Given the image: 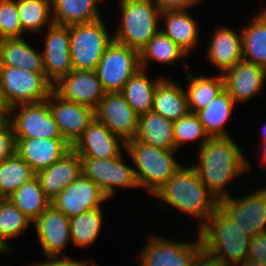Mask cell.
Masks as SVG:
<instances>
[{
  "label": "cell",
  "mask_w": 266,
  "mask_h": 266,
  "mask_svg": "<svg viewBox=\"0 0 266 266\" xmlns=\"http://www.w3.org/2000/svg\"><path fill=\"white\" fill-rule=\"evenodd\" d=\"M100 2L102 0H51L53 23L72 26L98 20L102 17Z\"/></svg>",
  "instance_id": "f1b7e54d"
},
{
  "label": "cell",
  "mask_w": 266,
  "mask_h": 266,
  "mask_svg": "<svg viewBox=\"0 0 266 266\" xmlns=\"http://www.w3.org/2000/svg\"><path fill=\"white\" fill-rule=\"evenodd\" d=\"M25 38L0 40V66L21 67L30 72H44L41 51Z\"/></svg>",
  "instance_id": "83f0119b"
},
{
  "label": "cell",
  "mask_w": 266,
  "mask_h": 266,
  "mask_svg": "<svg viewBox=\"0 0 266 266\" xmlns=\"http://www.w3.org/2000/svg\"><path fill=\"white\" fill-rule=\"evenodd\" d=\"M15 141V153L36 173L50 167L72 149L64 138H30Z\"/></svg>",
  "instance_id": "44dd1931"
},
{
  "label": "cell",
  "mask_w": 266,
  "mask_h": 266,
  "mask_svg": "<svg viewBox=\"0 0 266 266\" xmlns=\"http://www.w3.org/2000/svg\"><path fill=\"white\" fill-rule=\"evenodd\" d=\"M82 173V160L71 149L50 167L36 173L40 186L46 197L52 202L57 195Z\"/></svg>",
  "instance_id": "603a6c76"
},
{
  "label": "cell",
  "mask_w": 266,
  "mask_h": 266,
  "mask_svg": "<svg viewBox=\"0 0 266 266\" xmlns=\"http://www.w3.org/2000/svg\"><path fill=\"white\" fill-rule=\"evenodd\" d=\"M203 124L200 122L196 113L189 112L187 115L174 121V140L175 150L178 151L181 146L188 142L198 141L201 148L202 145L209 139Z\"/></svg>",
  "instance_id": "f35d334b"
},
{
  "label": "cell",
  "mask_w": 266,
  "mask_h": 266,
  "mask_svg": "<svg viewBox=\"0 0 266 266\" xmlns=\"http://www.w3.org/2000/svg\"><path fill=\"white\" fill-rule=\"evenodd\" d=\"M36 176V172L16 153L0 161V196L9 198L18 188Z\"/></svg>",
  "instance_id": "d590c367"
},
{
  "label": "cell",
  "mask_w": 266,
  "mask_h": 266,
  "mask_svg": "<svg viewBox=\"0 0 266 266\" xmlns=\"http://www.w3.org/2000/svg\"><path fill=\"white\" fill-rule=\"evenodd\" d=\"M16 141L14 130L6 118L0 124V161L11 157L15 153Z\"/></svg>",
  "instance_id": "60d3db41"
},
{
  "label": "cell",
  "mask_w": 266,
  "mask_h": 266,
  "mask_svg": "<svg viewBox=\"0 0 266 266\" xmlns=\"http://www.w3.org/2000/svg\"><path fill=\"white\" fill-rule=\"evenodd\" d=\"M32 224L45 258L67 257L62 252L71 242L70 219L62 211L51 204Z\"/></svg>",
  "instance_id": "2e32d148"
},
{
  "label": "cell",
  "mask_w": 266,
  "mask_h": 266,
  "mask_svg": "<svg viewBox=\"0 0 266 266\" xmlns=\"http://www.w3.org/2000/svg\"><path fill=\"white\" fill-rule=\"evenodd\" d=\"M198 152L197 164L192 166L218 200L230 197L232 193L226 189L228 184L251 170L253 165L232 137L209 138Z\"/></svg>",
  "instance_id": "6da1fadb"
},
{
  "label": "cell",
  "mask_w": 266,
  "mask_h": 266,
  "mask_svg": "<svg viewBox=\"0 0 266 266\" xmlns=\"http://www.w3.org/2000/svg\"><path fill=\"white\" fill-rule=\"evenodd\" d=\"M53 91L62 99L93 108L105 96L95 70H72L53 85Z\"/></svg>",
  "instance_id": "e0dca14e"
},
{
  "label": "cell",
  "mask_w": 266,
  "mask_h": 266,
  "mask_svg": "<svg viewBox=\"0 0 266 266\" xmlns=\"http://www.w3.org/2000/svg\"><path fill=\"white\" fill-rule=\"evenodd\" d=\"M219 200V208L250 236L266 232V187Z\"/></svg>",
  "instance_id": "8fae6325"
},
{
  "label": "cell",
  "mask_w": 266,
  "mask_h": 266,
  "mask_svg": "<svg viewBox=\"0 0 266 266\" xmlns=\"http://www.w3.org/2000/svg\"><path fill=\"white\" fill-rule=\"evenodd\" d=\"M15 139L63 138L47 100L21 104L7 111Z\"/></svg>",
  "instance_id": "30bf717a"
},
{
  "label": "cell",
  "mask_w": 266,
  "mask_h": 266,
  "mask_svg": "<svg viewBox=\"0 0 266 266\" xmlns=\"http://www.w3.org/2000/svg\"><path fill=\"white\" fill-rule=\"evenodd\" d=\"M52 91L53 85L44 72L0 66V101L6 111L17 105L45 101Z\"/></svg>",
  "instance_id": "8992f818"
},
{
  "label": "cell",
  "mask_w": 266,
  "mask_h": 266,
  "mask_svg": "<svg viewBox=\"0 0 266 266\" xmlns=\"http://www.w3.org/2000/svg\"><path fill=\"white\" fill-rule=\"evenodd\" d=\"M261 140L262 141H260V142H262V146L263 147H261V150L263 149V148H266V123H265V125L262 127V131H261ZM263 138V139H262Z\"/></svg>",
  "instance_id": "7dc6e473"
},
{
  "label": "cell",
  "mask_w": 266,
  "mask_h": 266,
  "mask_svg": "<svg viewBox=\"0 0 266 266\" xmlns=\"http://www.w3.org/2000/svg\"><path fill=\"white\" fill-rule=\"evenodd\" d=\"M138 114L121 92H108L95 109V118L124 143L136 137Z\"/></svg>",
  "instance_id": "4fadbf2b"
},
{
  "label": "cell",
  "mask_w": 266,
  "mask_h": 266,
  "mask_svg": "<svg viewBox=\"0 0 266 266\" xmlns=\"http://www.w3.org/2000/svg\"><path fill=\"white\" fill-rule=\"evenodd\" d=\"M33 223L51 205L35 176L8 198Z\"/></svg>",
  "instance_id": "e575fe53"
},
{
  "label": "cell",
  "mask_w": 266,
  "mask_h": 266,
  "mask_svg": "<svg viewBox=\"0 0 266 266\" xmlns=\"http://www.w3.org/2000/svg\"><path fill=\"white\" fill-rule=\"evenodd\" d=\"M241 266H266V264L263 262L247 259Z\"/></svg>",
  "instance_id": "bcb514c9"
},
{
  "label": "cell",
  "mask_w": 266,
  "mask_h": 266,
  "mask_svg": "<svg viewBox=\"0 0 266 266\" xmlns=\"http://www.w3.org/2000/svg\"><path fill=\"white\" fill-rule=\"evenodd\" d=\"M12 253V251L9 249V248H7L4 244H2L1 242H0V255L2 254H4V255H8V253Z\"/></svg>",
  "instance_id": "c3c4849f"
},
{
  "label": "cell",
  "mask_w": 266,
  "mask_h": 266,
  "mask_svg": "<svg viewBox=\"0 0 266 266\" xmlns=\"http://www.w3.org/2000/svg\"><path fill=\"white\" fill-rule=\"evenodd\" d=\"M225 89L238 105L262 93L266 84V69L244 59L224 74Z\"/></svg>",
  "instance_id": "d6986e66"
},
{
  "label": "cell",
  "mask_w": 266,
  "mask_h": 266,
  "mask_svg": "<svg viewBox=\"0 0 266 266\" xmlns=\"http://www.w3.org/2000/svg\"><path fill=\"white\" fill-rule=\"evenodd\" d=\"M161 11L192 9L203 0H152Z\"/></svg>",
  "instance_id": "ee69618b"
},
{
  "label": "cell",
  "mask_w": 266,
  "mask_h": 266,
  "mask_svg": "<svg viewBox=\"0 0 266 266\" xmlns=\"http://www.w3.org/2000/svg\"><path fill=\"white\" fill-rule=\"evenodd\" d=\"M118 4L120 25L113 32V40L140 52L160 31L161 10L152 0H119Z\"/></svg>",
  "instance_id": "5b68a950"
},
{
  "label": "cell",
  "mask_w": 266,
  "mask_h": 266,
  "mask_svg": "<svg viewBox=\"0 0 266 266\" xmlns=\"http://www.w3.org/2000/svg\"><path fill=\"white\" fill-rule=\"evenodd\" d=\"M139 51L112 41L96 67V74L106 93L121 92L126 82L140 69Z\"/></svg>",
  "instance_id": "ba28073f"
},
{
  "label": "cell",
  "mask_w": 266,
  "mask_h": 266,
  "mask_svg": "<svg viewBox=\"0 0 266 266\" xmlns=\"http://www.w3.org/2000/svg\"><path fill=\"white\" fill-rule=\"evenodd\" d=\"M161 20L164 29L160 30L188 55L199 45L200 25L189 9L161 11Z\"/></svg>",
  "instance_id": "cb8c5ba5"
},
{
  "label": "cell",
  "mask_w": 266,
  "mask_h": 266,
  "mask_svg": "<svg viewBox=\"0 0 266 266\" xmlns=\"http://www.w3.org/2000/svg\"><path fill=\"white\" fill-rule=\"evenodd\" d=\"M152 197L195 217L196 232L219 207V200L203 184L192 165H182Z\"/></svg>",
  "instance_id": "7a4b0ae2"
},
{
  "label": "cell",
  "mask_w": 266,
  "mask_h": 266,
  "mask_svg": "<svg viewBox=\"0 0 266 266\" xmlns=\"http://www.w3.org/2000/svg\"><path fill=\"white\" fill-rule=\"evenodd\" d=\"M202 248L228 266H241L248 259L251 236L219 207L198 230Z\"/></svg>",
  "instance_id": "3957f363"
},
{
  "label": "cell",
  "mask_w": 266,
  "mask_h": 266,
  "mask_svg": "<svg viewBox=\"0 0 266 266\" xmlns=\"http://www.w3.org/2000/svg\"><path fill=\"white\" fill-rule=\"evenodd\" d=\"M123 154L112 159L81 158L82 173L97 184L109 199L114 197L116 187L139 188L134 168L126 164Z\"/></svg>",
  "instance_id": "7c38bea8"
},
{
  "label": "cell",
  "mask_w": 266,
  "mask_h": 266,
  "mask_svg": "<svg viewBox=\"0 0 266 266\" xmlns=\"http://www.w3.org/2000/svg\"><path fill=\"white\" fill-rule=\"evenodd\" d=\"M17 10L22 38L27 32L35 35L53 24L51 0H17Z\"/></svg>",
  "instance_id": "836d02e7"
},
{
  "label": "cell",
  "mask_w": 266,
  "mask_h": 266,
  "mask_svg": "<svg viewBox=\"0 0 266 266\" xmlns=\"http://www.w3.org/2000/svg\"><path fill=\"white\" fill-rule=\"evenodd\" d=\"M7 118V111L0 107V124Z\"/></svg>",
  "instance_id": "681fc988"
},
{
  "label": "cell",
  "mask_w": 266,
  "mask_h": 266,
  "mask_svg": "<svg viewBox=\"0 0 266 266\" xmlns=\"http://www.w3.org/2000/svg\"><path fill=\"white\" fill-rule=\"evenodd\" d=\"M195 233L197 238L190 242L150 235L144 248L138 252V266H192L202 249L201 239Z\"/></svg>",
  "instance_id": "9c48e42d"
},
{
  "label": "cell",
  "mask_w": 266,
  "mask_h": 266,
  "mask_svg": "<svg viewBox=\"0 0 266 266\" xmlns=\"http://www.w3.org/2000/svg\"><path fill=\"white\" fill-rule=\"evenodd\" d=\"M109 198L101 188L83 173L72 183L68 184L51 202L69 219L86 211L101 208Z\"/></svg>",
  "instance_id": "9a60e30c"
},
{
  "label": "cell",
  "mask_w": 266,
  "mask_h": 266,
  "mask_svg": "<svg viewBox=\"0 0 266 266\" xmlns=\"http://www.w3.org/2000/svg\"><path fill=\"white\" fill-rule=\"evenodd\" d=\"M186 56L188 54L160 30L140 50V67L149 70L147 68L151 61L175 65L179 61L183 63Z\"/></svg>",
  "instance_id": "d6a6232c"
},
{
  "label": "cell",
  "mask_w": 266,
  "mask_h": 266,
  "mask_svg": "<svg viewBox=\"0 0 266 266\" xmlns=\"http://www.w3.org/2000/svg\"><path fill=\"white\" fill-rule=\"evenodd\" d=\"M41 51L45 77L54 85L73 70L70 56V26L52 24L47 27Z\"/></svg>",
  "instance_id": "5bb4252c"
},
{
  "label": "cell",
  "mask_w": 266,
  "mask_h": 266,
  "mask_svg": "<svg viewBox=\"0 0 266 266\" xmlns=\"http://www.w3.org/2000/svg\"><path fill=\"white\" fill-rule=\"evenodd\" d=\"M125 153L136 167L134 173L138 187L147 189L150 196L182 166V163L175 159L176 150L147 145L135 138L125 143Z\"/></svg>",
  "instance_id": "277c9868"
},
{
  "label": "cell",
  "mask_w": 266,
  "mask_h": 266,
  "mask_svg": "<svg viewBox=\"0 0 266 266\" xmlns=\"http://www.w3.org/2000/svg\"><path fill=\"white\" fill-rule=\"evenodd\" d=\"M206 49L208 62L216 67L220 74L243 59L242 33L227 26L214 30Z\"/></svg>",
  "instance_id": "7402d4cb"
},
{
  "label": "cell",
  "mask_w": 266,
  "mask_h": 266,
  "mask_svg": "<svg viewBox=\"0 0 266 266\" xmlns=\"http://www.w3.org/2000/svg\"><path fill=\"white\" fill-rule=\"evenodd\" d=\"M241 29L243 59L266 69V8Z\"/></svg>",
  "instance_id": "4dcf8cb0"
},
{
  "label": "cell",
  "mask_w": 266,
  "mask_h": 266,
  "mask_svg": "<svg viewBox=\"0 0 266 266\" xmlns=\"http://www.w3.org/2000/svg\"><path fill=\"white\" fill-rule=\"evenodd\" d=\"M103 215L101 207L70 218L71 242L75 247L85 248L95 243L100 236Z\"/></svg>",
  "instance_id": "8d00e7d4"
},
{
  "label": "cell",
  "mask_w": 266,
  "mask_h": 266,
  "mask_svg": "<svg viewBox=\"0 0 266 266\" xmlns=\"http://www.w3.org/2000/svg\"><path fill=\"white\" fill-rule=\"evenodd\" d=\"M235 106V101L228 91L224 89L206 108L196 113L210 138L231 137L225 125L230 119Z\"/></svg>",
  "instance_id": "f546056e"
},
{
  "label": "cell",
  "mask_w": 266,
  "mask_h": 266,
  "mask_svg": "<svg viewBox=\"0 0 266 266\" xmlns=\"http://www.w3.org/2000/svg\"><path fill=\"white\" fill-rule=\"evenodd\" d=\"M30 266H99L92 262L91 264L85 259L75 260L72 257H49L46 261L33 262Z\"/></svg>",
  "instance_id": "7bdbcfd3"
},
{
  "label": "cell",
  "mask_w": 266,
  "mask_h": 266,
  "mask_svg": "<svg viewBox=\"0 0 266 266\" xmlns=\"http://www.w3.org/2000/svg\"><path fill=\"white\" fill-rule=\"evenodd\" d=\"M261 152H262V153H261V155H262L261 157H262V158L264 157L263 159H264V161H266V148H263V149L261 150Z\"/></svg>",
  "instance_id": "f907efd6"
},
{
  "label": "cell",
  "mask_w": 266,
  "mask_h": 266,
  "mask_svg": "<svg viewBox=\"0 0 266 266\" xmlns=\"http://www.w3.org/2000/svg\"><path fill=\"white\" fill-rule=\"evenodd\" d=\"M248 260H255L266 264V232L251 236Z\"/></svg>",
  "instance_id": "b9f144b4"
},
{
  "label": "cell",
  "mask_w": 266,
  "mask_h": 266,
  "mask_svg": "<svg viewBox=\"0 0 266 266\" xmlns=\"http://www.w3.org/2000/svg\"><path fill=\"white\" fill-rule=\"evenodd\" d=\"M102 18L70 26V56L74 70H96L113 34Z\"/></svg>",
  "instance_id": "52a82bcc"
},
{
  "label": "cell",
  "mask_w": 266,
  "mask_h": 266,
  "mask_svg": "<svg viewBox=\"0 0 266 266\" xmlns=\"http://www.w3.org/2000/svg\"><path fill=\"white\" fill-rule=\"evenodd\" d=\"M47 101L62 137L73 146L95 118V110L83 104L66 101L54 91Z\"/></svg>",
  "instance_id": "ac0fdd59"
},
{
  "label": "cell",
  "mask_w": 266,
  "mask_h": 266,
  "mask_svg": "<svg viewBox=\"0 0 266 266\" xmlns=\"http://www.w3.org/2000/svg\"><path fill=\"white\" fill-rule=\"evenodd\" d=\"M22 38L17 0H0V40Z\"/></svg>",
  "instance_id": "ab89813d"
},
{
  "label": "cell",
  "mask_w": 266,
  "mask_h": 266,
  "mask_svg": "<svg viewBox=\"0 0 266 266\" xmlns=\"http://www.w3.org/2000/svg\"><path fill=\"white\" fill-rule=\"evenodd\" d=\"M185 66V78L188 80L186 84V95L189 110L192 113L206 108L208 104L222 91L225 89V82L223 74H216L215 76H205L200 72V75H194L190 73L188 66Z\"/></svg>",
  "instance_id": "484cf974"
},
{
  "label": "cell",
  "mask_w": 266,
  "mask_h": 266,
  "mask_svg": "<svg viewBox=\"0 0 266 266\" xmlns=\"http://www.w3.org/2000/svg\"><path fill=\"white\" fill-rule=\"evenodd\" d=\"M32 222L8 198L0 201V242L14 252L8 244L28 230Z\"/></svg>",
  "instance_id": "74e56055"
},
{
  "label": "cell",
  "mask_w": 266,
  "mask_h": 266,
  "mask_svg": "<svg viewBox=\"0 0 266 266\" xmlns=\"http://www.w3.org/2000/svg\"><path fill=\"white\" fill-rule=\"evenodd\" d=\"M192 266H228L221 259L203 248L199 251Z\"/></svg>",
  "instance_id": "f6af8a7d"
},
{
  "label": "cell",
  "mask_w": 266,
  "mask_h": 266,
  "mask_svg": "<svg viewBox=\"0 0 266 266\" xmlns=\"http://www.w3.org/2000/svg\"><path fill=\"white\" fill-rule=\"evenodd\" d=\"M147 74L148 70L140 68L126 82L121 91L128 104L138 115L152 111L156 85L165 77L162 74L155 79H150Z\"/></svg>",
  "instance_id": "1f68e13d"
},
{
  "label": "cell",
  "mask_w": 266,
  "mask_h": 266,
  "mask_svg": "<svg viewBox=\"0 0 266 266\" xmlns=\"http://www.w3.org/2000/svg\"><path fill=\"white\" fill-rule=\"evenodd\" d=\"M136 140L162 149L175 150L174 121L149 111L138 116Z\"/></svg>",
  "instance_id": "4316f807"
},
{
  "label": "cell",
  "mask_w": 266,
  "mask_h": 266,
  "mask_svg": "<svg viewBox=\"0 0 266 266\" xmlns=\"http://www.w3.org/2000/svg\"><path fill=\"white\" fill-rule=\"evenodd\" d=\"M80 158L112 159L125 150V143L96 118L72 146Z\"/></svg>",
  "instance_id": "ffe728a7"
},
{
  "label": "cell",
  "mask_w": 266,
  "mask_h": 266,
  "mask_svg": "<svg viewBox=\"0 0 266 266\" xmlns=\"http://www.w3.org/2000/svg\"><path fill=\"white\" fill-rule=\"evenodd\" d=\"M152 111L171 121L187 115L190 110L185 88L165 76L156 85Z\"/></svg>",
  "instance_id": "d4e9b609"
}]
</instances>
